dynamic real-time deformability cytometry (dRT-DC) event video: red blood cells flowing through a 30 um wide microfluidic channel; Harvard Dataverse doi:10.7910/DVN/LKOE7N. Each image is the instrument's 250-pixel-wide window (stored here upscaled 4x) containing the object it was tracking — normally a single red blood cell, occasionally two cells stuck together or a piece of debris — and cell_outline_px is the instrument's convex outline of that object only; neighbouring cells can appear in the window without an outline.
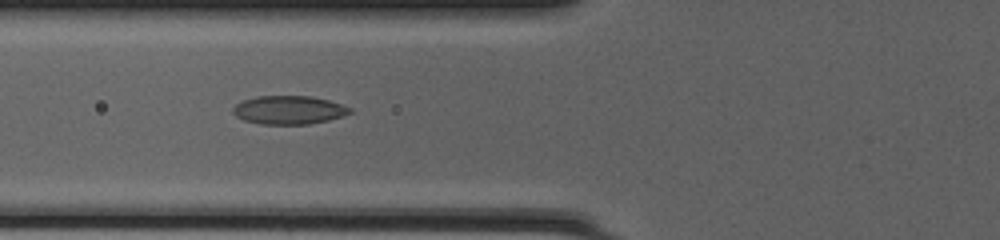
{"species": "common noctule bat (a hibernating species)", "species_latin": "Nyctalus noctula", "temperature_condition": "cold", "stored_images_in_passage": 33, "camera_frame_rate_fps": 3000, "um_per_image_px": 0.085, "animal": {"sex": "female", "body_mass_g": 20.0, "forearm_length_mm": 54.0}, "frame": {"image": 1, "passage_image": 4, "time_ms": 1.0, "image_size_px": [1000, 240], "cell_outline_px": [[352, 112], [344, 116], [328, 120], [308, 124], [260, 124], [244, 120], [236, 116], [232, 112], [232, 108], [236, 104], [244, 100], [256, 96], [312, 96], [328, 100], [352, 108]], "centroid_in_image_um": [24.55, 9.35], "position_along_channel_um": 101.2, "area_um2": 19.42}}
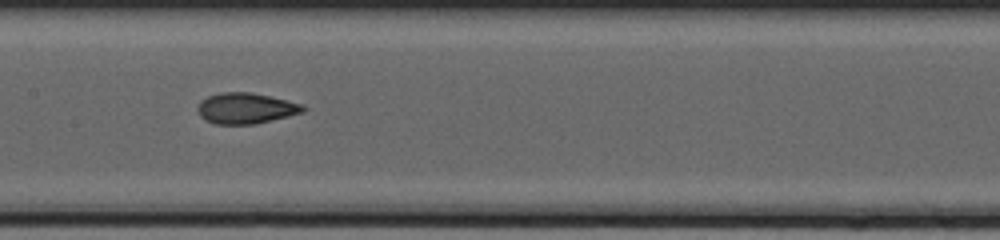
{"frame": {"image": 2, "passage_image": 10, "time_ms": 3.0, "image_size_px": [1000, 240], "cell_outline_px": [[308, 108], [304, 112], [256, 124], [216, 124], [204, 120], [200, 116], [196, 108], [200, 100], [208, 96], [220, 92], [252, 92], [304, 104]], "centroid_in_image_um": [20.89, 9.2], "position_along_channel_um": 186.5, "area_um2": 19.19}}
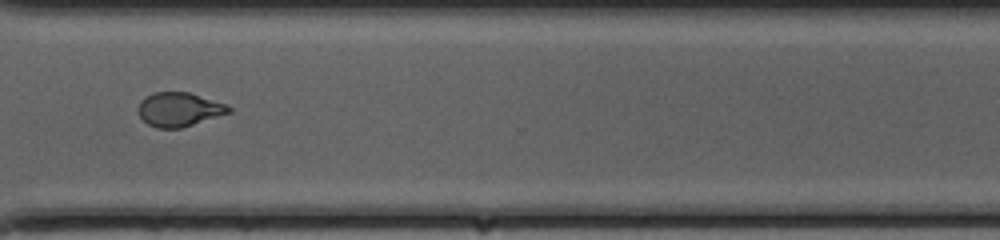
{"frame": {"image": 3, "passage_image": 22, "time_ms": 7.0, "image_size_px": [1000, 240], "cell_outline_px": [[232, 112], [180, 128], [156, 128], [148, 124], [140, 116], [136, 108], [140, 100], [156, 92], [188, 92], [224, 104], [232, 108]], "centroid_in_image_um": [15.19, 9.31], "position_along_channel_um": 355.4, "area_um2": 17.74}, "authors_computed_cell_mechanics": {"area_um2": 18.3226, "velocity_mm_per_s": 4.2301, "shape_relaxation_time_tau1_ms": 8.4431, "shape_relaxation_time_tau2_ms": 1.0929, "deformation_change_tau1": 0.2141, "deformation_change_tau2": 0.0655}}